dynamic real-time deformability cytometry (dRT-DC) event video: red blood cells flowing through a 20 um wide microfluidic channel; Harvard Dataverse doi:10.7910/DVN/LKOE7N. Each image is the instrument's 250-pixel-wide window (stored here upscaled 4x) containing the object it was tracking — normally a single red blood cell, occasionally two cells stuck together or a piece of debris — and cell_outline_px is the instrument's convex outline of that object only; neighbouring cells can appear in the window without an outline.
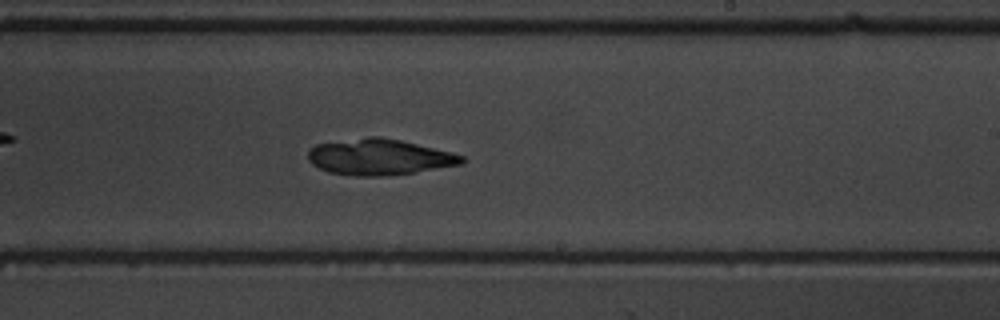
{"species": "common noctule bat (a hibernating species)", "species_latin": "Nyctalus noctula", "temperature_condition": "warm", "stored_images_in_passage": 53, "camera_frame_rate_fps": 3000, "um_per_image_px": 0.085, "animal": {"sex": "male", "body_mass_g": 19.5, "forearm_length_mm": 54.6}, "frame": {"image": 1, "passage_image": 33, "time_ms": 10.667, "image_size_px": [1000, 320], "cell_outline_px": [[464, 160], [460, 164], [416, 172], [384, 176], [356, 176], [328, 172], [312, 164], [308, 160], [308, 148], [316, 144], [368, 136], [380, 136], [400, 140], [464, 156]], "centroid_in_image_um": [32.16, 13.34], "position_along_channel_um": 256.8, "area_um2": 32.02}}
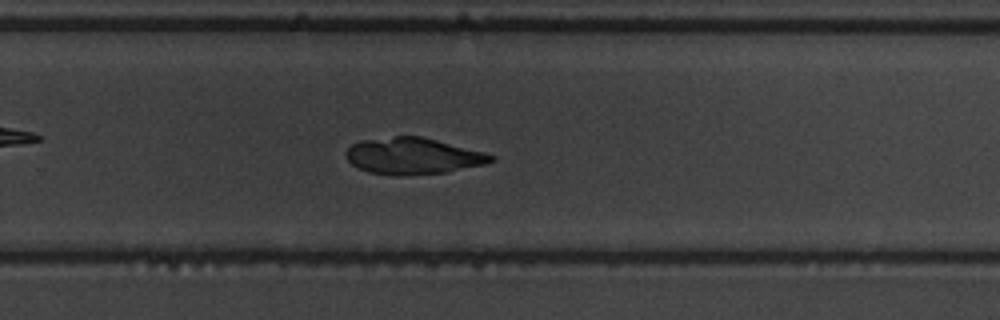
{"frame": {"image": 2, "passage_image": 36, "time_ms": 11.667, "image_size_px": [1000, 320], "cell_outline_px": [[496, 160], [484, 164], [448, 172], [400, 176], [392, 176], [368, 172], [352, 164], [344, 156], [344, 152], [352, 144], [360, 140], [396, 136], [420, 136], [484, 152], [496, 156]], "centroid_in_image_um": [35.08, 13.27], "position_along_channel_um": 294.7, "area_um2": 30.92}}
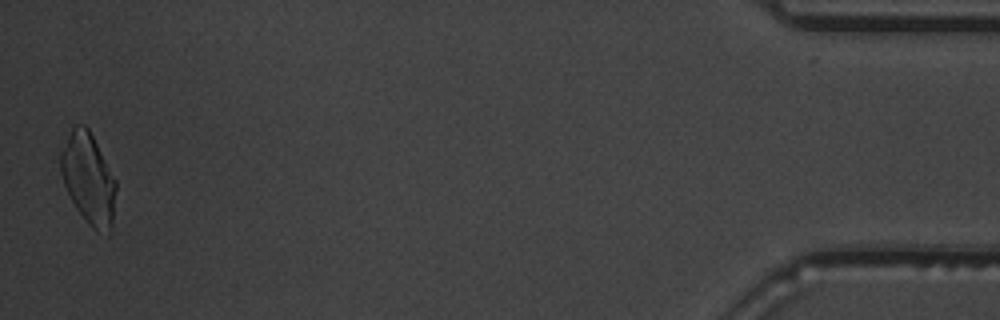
{"frame": {"image": 3, "passage_image": 53, "time_ms": 17.333, "image_size_px": [1000, 320], "cell_outline_px": [[116, 188], [112, 232], [108, 236], [96, 232], [88, 224], [76, 208], [64, 184], [60, 172], [60, 152], [72, 128], [76, 124], [84, 124], [88, 128], [116, 180]], "centroid_in_image_um": [7.54, 15.25], "position_along_channel_um": 427.7, "area_um2": 29.42}}